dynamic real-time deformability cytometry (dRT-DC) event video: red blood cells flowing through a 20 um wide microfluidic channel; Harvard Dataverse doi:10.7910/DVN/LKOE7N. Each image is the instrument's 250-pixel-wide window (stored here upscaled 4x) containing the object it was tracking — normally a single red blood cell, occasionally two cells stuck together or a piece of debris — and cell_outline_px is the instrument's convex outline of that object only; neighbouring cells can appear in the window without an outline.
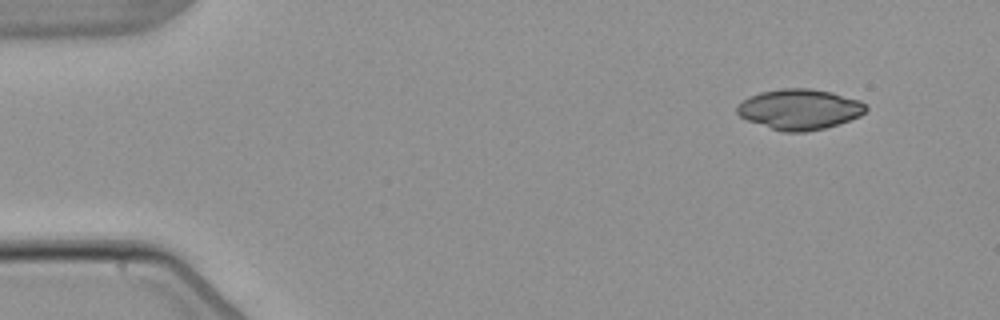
{"species": "common noctule bat (a hibernating species)", "species_latin": "Nyctalus noctula", "temperature_condition": "warm", "stored_images_in_passage": 5, "camera_frame_rate_fps": 3000, "um_per_image_px": 0.085, "animal": {"sex": "male", "body_mass_g": 21.5, "forearm_length_mm": 52.0}, "frame": {"image": 1, "passage_image": 1, "time_ms": 0.0, "image_size_px": [1000, 320], "cell_outline_px": [[868, 108], [860, 116], [824, 128], [804, 132], [784, 132], [748, 120], [740, 116], [736, 112], [736, 108], [744, 100], [760, 92], [780, 88], [808, 88], [832, 92], [860, 100], [868, 104]], "centroid_in_image_um": [68.0, 9.28], "position_along_channel_um": 17.0, "area_um2": 30.11}}